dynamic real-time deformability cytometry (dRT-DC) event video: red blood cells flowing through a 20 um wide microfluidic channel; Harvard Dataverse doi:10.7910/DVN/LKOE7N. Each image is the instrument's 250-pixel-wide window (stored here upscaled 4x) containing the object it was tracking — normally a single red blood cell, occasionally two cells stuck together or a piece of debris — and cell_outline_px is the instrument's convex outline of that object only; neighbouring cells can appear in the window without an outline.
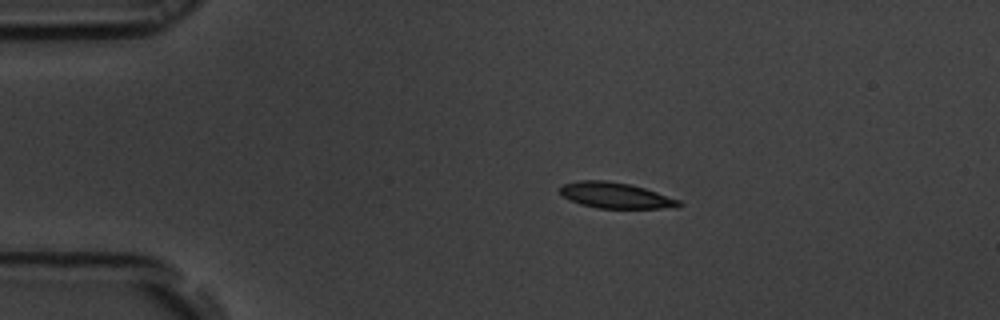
{"species": "common noctule bat (a hibernating species)", "species_latin": "Nyctalus noctula", "temperature_condition": "room temperature", "stored_images_in_passage": 45, "camera_frame_rate_fps": 3000, "um_per_image_px": 0.085, "animal": {"sex": "male", "body_mass_g": 19.5, "forearm_length_mm": 54.6}, "frame": {"image": 1, "passage_image": 1, "time_ms": 0.0, "image_size_px": [1000, 320], "cell_outline_px": [[684, 204], [680, 208], [596, 208], [580, 204], [568, 200], [560, 192], [560, 188], [564, 184], [580, 180], [604, 180], [628, 184], [644, 188], [680, 200]], "centroid_in_image_um": [52.35, 16.62], "position_along_channel_um": 32.7, "area_um2": 17.86}}
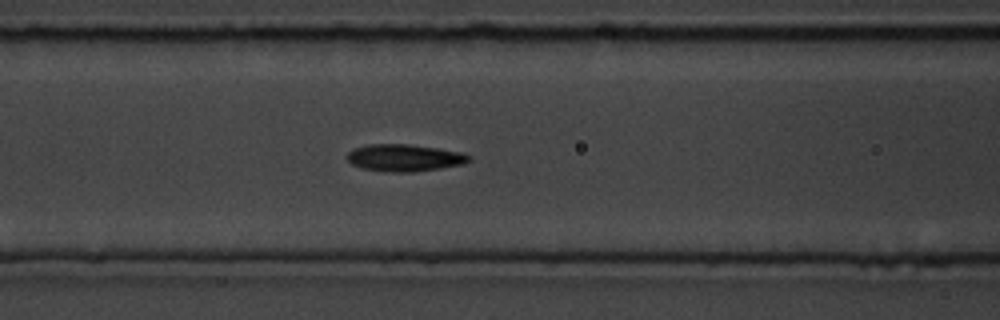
{"frame": {"image": 2, "passage_image": 13, "time_ms": 4.0, "image_size_px": [1000, 320], "cell_outline_px": [[472, 160], [460, 164], [440, 168], [412, 172], [392, 172], [364, 168], [352, 164], [348, 160], [348, 152], [352, 148], [368, 144], [408, 144], [464, 152], [472, 156]], "centroid_in_image_um": [34.4, 13.4], "position_along_channel_um": 132.2, "area_um2": 19.13}}
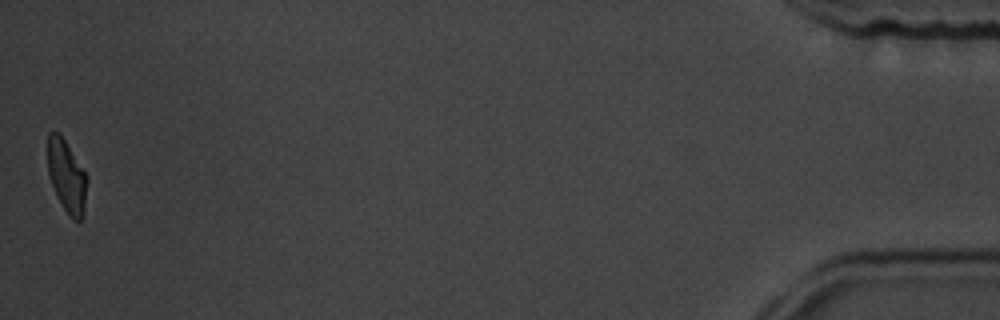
{"frame": {"image": 3, "passage_image": 45, "time_ms": 14.667, "image_size_px": [1000, 320], "cell_outline_px": [[88, 180], [84, 216], [80, 220], [72, 220], [68, 216], [52, 184], [48, 172], [48, 132], [52, 128], [60, 132], [88, 176]], "centroid_in_image_um": [5.69, 14.94], "position_along_channel_um": 429.5, "area_um2": 16.88}, "authors_computed_cell_mechanics": {"area_um2": 18.7272, "velocity_mm_per_s": 3.6828, "shape_relaxation_time_tau1_ms": 2.4772, "shape_relaxation_time_tau2_ms": 1.5318, "deformation_change_tau1": 0.128, "deformation_change_tau2": 0.0737}}